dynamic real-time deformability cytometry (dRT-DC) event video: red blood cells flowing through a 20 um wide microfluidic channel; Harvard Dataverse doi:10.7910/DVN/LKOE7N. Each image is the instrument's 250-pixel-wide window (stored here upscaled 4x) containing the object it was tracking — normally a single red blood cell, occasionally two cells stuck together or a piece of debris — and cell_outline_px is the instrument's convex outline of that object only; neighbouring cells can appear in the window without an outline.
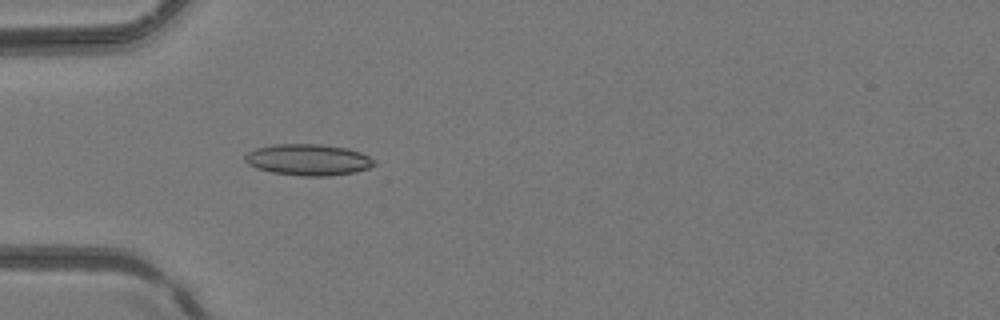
{"species": "common noctule bat (a hibernating species)", "species_latin": "Nyctalus noctula", "temperature_condition": "room temperature", "stored_images_in_passage": 5, "camera_frame_rate_fps": 3000, "um_per_image_px": 0.085, "animal": {"sex": "female", "body_mass_g": 24.6, "forearm_length_mm": 56.2}, "frame": {"image": 1, "passage_image": 5, "time_ms": 1.333, "image_size_px": [1000, 320], "cell_outline_px": [[376, 164], [368, 168], [356, 172], [328, 176], [300, 176], [272, 172], [256, 168], [248, 164], [244, 160], [244, 156], [248, 152], [256, 148], [272, 144], [320, 144], [344, 148], [360, 152], [376, 160]], "centroid_in_image_um": [26.19, 13.58], "position_along_channel_um": 58.8, "area_um2": 23.64}}